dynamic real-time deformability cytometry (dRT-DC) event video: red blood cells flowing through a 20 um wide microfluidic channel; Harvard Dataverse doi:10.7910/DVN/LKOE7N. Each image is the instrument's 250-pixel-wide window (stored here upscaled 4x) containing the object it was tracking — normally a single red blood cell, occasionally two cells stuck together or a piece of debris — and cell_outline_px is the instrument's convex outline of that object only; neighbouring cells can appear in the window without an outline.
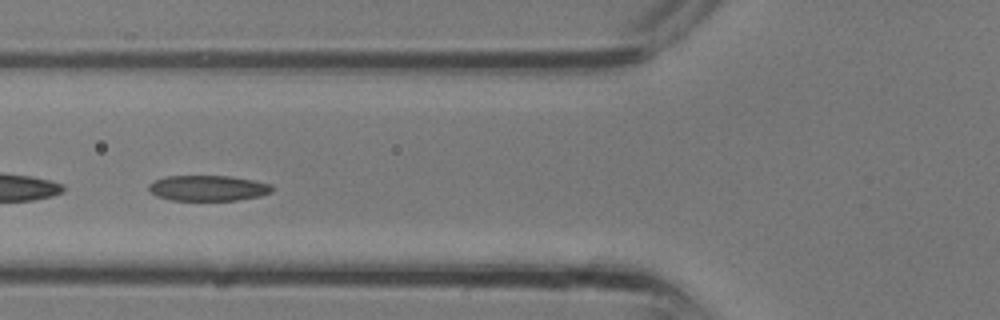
{"species": "common noctule bat (a hibernating species)", "species_latin": "Nyctalus noctula", "temperature_condition": "room temperature", "stored_images_in_passage": 4, "camera_frame_rate_fps": 3000, "um_per_image_px": 0.085, "animal": {"sex": "male", "body_mass_g": 13.3}, "frame": {"image": 1, "passage_image": 4, "time_ms": 1.0, "image_size_px": [1000, 320], "cell_outline_px": [[276, 188], [272, 192], [260, 196], [236, 200], [172, 200], [156, 196], [148, 188], [148, 184], [152, 180], [164, 176], [232, 176], [272, 184]], "centroid_in_image_um": [17.69, 15.98], "position_along_channel_um": 108.1, "area_um2": 18.55}}